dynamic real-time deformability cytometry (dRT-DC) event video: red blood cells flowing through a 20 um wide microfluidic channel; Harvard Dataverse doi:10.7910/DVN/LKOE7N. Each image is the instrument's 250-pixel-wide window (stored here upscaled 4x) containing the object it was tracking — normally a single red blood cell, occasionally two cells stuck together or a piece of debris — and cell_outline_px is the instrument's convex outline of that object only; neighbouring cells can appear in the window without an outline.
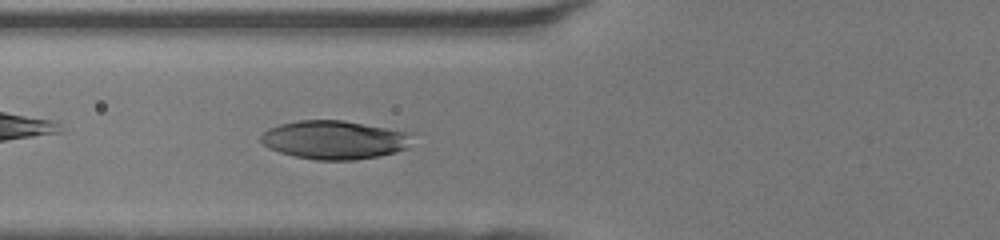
{"species": "human", "species_latin": "Homo sapiens", "temperature_condition": "room temperature", "stored_images_in_passage": 32, "camera_frame_rate_fps": 3000, "um_per_image_px": 0.085, "donor": {"sex": "female"}, "frame": {"image": 1, "passage_image": 4, "time_ms": 1.0, "image_size_px": [1000, 240], "cell_outline_px": [[420, 132], [404, 148], [396, 152], [380, 156], [356, 160], [316, 160], [296, 156], [280, 152], [268, 148], [260, 140], [260, 136], [268, 128], [280, 124], [296, 120], [344, 120]], "centroid_in_image_um": [28.53, 11.86], "position_along_channel_um": 97.3, "area_um2": 34.8}}
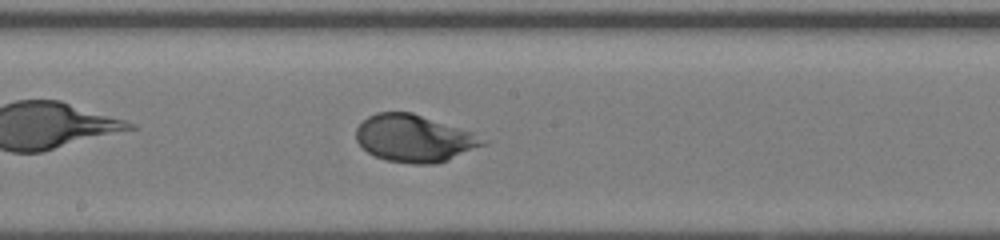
{"frame": {"image": 2, "passage_image": 12, "time_ms": 3.667, "image_size_px": [1000, 240], "cell_outline_px": [[492, 140], [488, 144], [448, 160], [436, 164], [412, 164], [384, 160], [368, 152], [356, 140], [356, 128], [368, 116], [376, 112], [412, 112], [472, 132]], "centroid_in_image_um": [35.26, 11.77], "position_along_channel_um": 212.9, "area_um2": 35.14}}
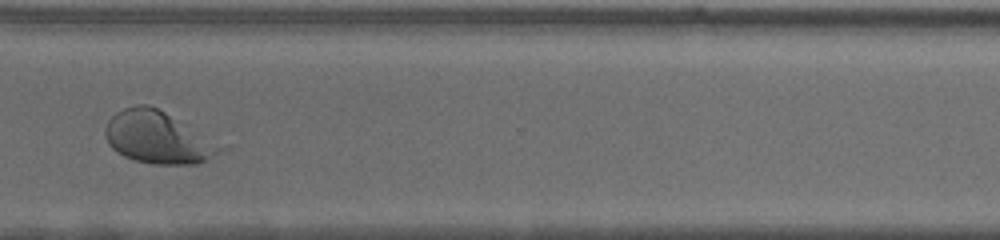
{"frame": {"image": 3, "passage_image": 22, "time_ms": 7.0, "image_size_px": [1000, 240], "cell_outline_px": [[232, 144], [228, 148], [196, 164], [152, 164], [136, 160], [124, 156], [112, 148], [108, 144], [104, 132], [104, 128], [108, 120], [116, 112], [124, 108], [136, 104], [148, 104]], "centroid_in_image_um": [13.56, 11.67], "position_along_channel_um": 357.0, "area_um2": 36.13}, "authors_computed_cell_mechanics": {"area_um2": 34.9112, "velocity_mm_per_s": 4.3322, "shape_relaxation_time_tau1_ms": 2.4997, "shape_relaxation_time_tau2_ms": null, "deformation_change_tau1": 0.1762, "deformation_change_tau2": null}}